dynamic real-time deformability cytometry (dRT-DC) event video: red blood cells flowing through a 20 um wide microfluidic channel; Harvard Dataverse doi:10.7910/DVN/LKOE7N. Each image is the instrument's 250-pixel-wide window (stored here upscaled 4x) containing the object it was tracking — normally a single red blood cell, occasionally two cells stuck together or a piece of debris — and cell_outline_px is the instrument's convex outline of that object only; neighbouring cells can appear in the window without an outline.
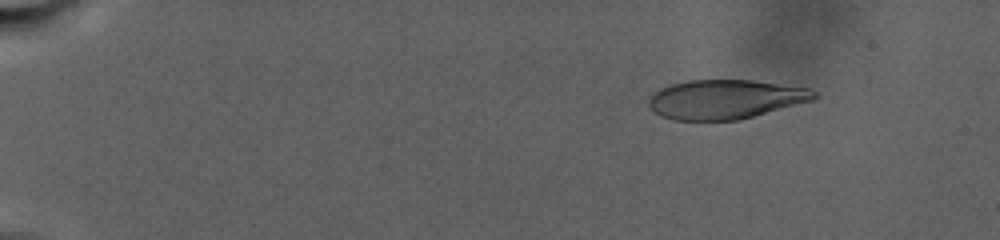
{"species": "human", "species_latin": "Homo sapiens", "temperature_condition": "warm", "stored_images_in_passage": 44, "camera_frame_rate_fps": 3000, "um_per_image_px": 0.085, "donor": {"sex": "male"}, "frame": {"image": 1, "passage_image": 6, "time_ms": 3.667, "image_size_px": [1000, 240], "cell_outline_px": [[820, 96], [812, 100], [740, 120], [672, 120], [660, 116], [652, 112], [648, 108], [648, 100], [660, 88], [672, 84], [688, 80], [752, 80], [808, 88], [816, 92]], "centroid_in_image_um": [61.62, 8.45], "position_along_channel_um": 23.4, "area_um2": 37.86}}
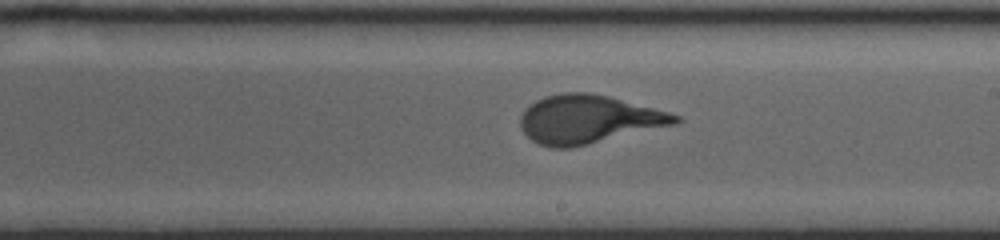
{"frame": {"image": 2, "passage_image": 27, "time_ms": 18.667, "image_size_px": [1000, 240], "cell_outline_px": [[684, 120], [676, 124], [572, 148], [552, 148], [540, 144], [532, 140], [520, 128], [520, 116], [524, 108], [536, 100], [544, 96], [564, 92], [588, 92], [608, 96], [668, 112], [680, 116]], "centroid_in_image_um": [49.99, 10.14], "position_along_channel_um": 239.0, "area_um2": 43.7}}
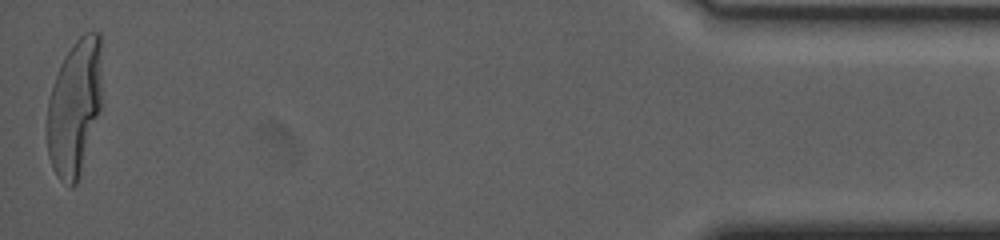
{"frame": {"image": 3, "passage_image": 44, "time_ms": 30.0, "image_size_px": [1000, 240], "cell_outline_px": [[100, 108], [80, 172], [76, 184], [72, 188], [60, 180], [56, 176], [52, 168], [48, 156], [44, 128], [48, 100], [52, 84], [60, 64], [64, 56], [72, 44], [84, 32], [100, 32]], "centroid_in_image_um": [6.27, 9.14], "position_along_channel_um": 428.9, "area_um2": 43.75}, "authors_computed_cell_mechanics": {"area_um2": 42.2229, "velocity_mm_per_s": 2.3292, "shape_relaxation_time_tau1_ms": 8.1838, "shape_relaxation_time_tau2_ms": null, "deformation_change_tau1": 0.2702, "deformation_change_tau2": null}}